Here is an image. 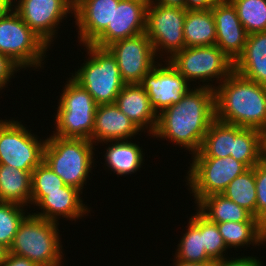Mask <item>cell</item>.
Returning a JSON list of instances; mask_svg holds the SVG:
<instances>
[{
	"instance_id": "obj_1",
	"label": "cell",
	"mask_w": 266,
	"mask_h": 266,
	"mask_svg": "<svg viewBox=\"0 0 266 266\" xmlns=\"http://www.w3.org/2000/svg\"><path fill=\"white\" fill-rule=\"evenodd\" d=\"M215 120L214 89L197 86L182 99L158 114L157 126L151 137L168 139L175 145L197 153L205 134Z\"/></svg>"
},
{
	"instance_id": "obj_2",
	"label": "cell",
	"mask_w": 266,
	"mask_h": 266,
	"mask_svg": "<svg viewBox=\"0 0 266 266\" xmlns=\"http://www.w3.org/2000/svg\"><path fill=\"white\" fill-rule=\"evenodd\" d=\"M215 119L266 135V85L233 71L214 89Z\"/></svg>"
},
{
	"instance_id": "obj_3",
	"label": "cell",
	"mask_w": 266,
	"mask_h": 266,
	"mask_svg": "<svg viewBox=\"0 0 266 266\" xmlns=\"http://www.w3.org/2000/svg\"><path fill=\"white\" fill-rule=\"evenodd\" d=\"M93 142L84 138H62L49 135L43 151V161L64 181L83 191L96 160ZM94 155V156H93Z\"/></svg>"
},
{
	"instance_id": "obj_4",
	"label": "cell",
	"mask_w": 266,
	"mask_h": 266,
	"mask_svg": "<svg viewBox=\"0 0 266 266\" xmlns=\"http://www.w3.org/2000/svg\"><path fill=\"white\" fill-rule=\"evenodd\" d=\"M58 225L29 213L20 223L8 252L25 257L38 266H63Z\"/></svg>"
},
{
	"instance_id": "obj_5",
	"label": "cell",
	"mask_w": 266,
	"mask_h": 266,
	"mask_svg": "<svg viewBox=\"0 0 266 266\" xmlns=\"http://www.w3.org/2000/svg\"><path fill=\"white\" fill-rule=\"evenodd\" d=\"M82 46L89 57L71 78L91 94L97 105L115 103L125 85L115 57L107 48Z\"/></svg>"
},
{
	"instance_id": "obj_6",
	"label": "cell",
	"mask_w": 266,
	"mask_h": 266,
	"mask_svg": "<svg viewBox=\"0 0 266 266\" xmlns=\"http://www.w3.org/2000/svg\"><path fill=\"white\" fill-rule=\"evenodd\" d=\"M67 81L57 105L53 135L92 142L97 104L91 94L71 77Z\"/></svg>"
},
{
	"instance_id": "obj_7",
	"label": "cell",
	"mask_w": 266,
	"mask_h": 266,
	"mask_svg": "<svg viewBox=\"0 0 266 266\" xmlns=\"http://www.w3.org/2000/svg\"><path fill=\"white\" fill-rule=\"evenodd\" d=\"M48 48L13 8L0 15V53L21 68H41Z\"/></svg>"
},
{
	"instance_id": "obj_8",
	"label": "cell",
	"mask_w": 266,
	"mask_h": 266,
	"mask_svg": "<svg viewBox=\"0 0 266 266\" xmlns=\"http://www.w3.org/2000/svg\"><path fill=\"white\" fill-rule=\"evenodd\" d=\"M168 61L189 83L200 80L211 89L210 81L220 84L234 71V62L217 45L185 47Z\"/></svg>"
},
{
	"instance_id": "obj_9",
	"label": "cell",
	"mask_w": 266,
	"mask_h": 266,
	"mask_svg": "<svg viewBox=\"0 0 266 266\" xmlns=\"http://www.w3.org/2000/svg\"><path fill=\"white\" fill-rule=\"evenodd\" d=\"M185 17L184 8L164 6L152 0L149 1L145 34L150 39L158 59L168 55L163 58L165 61L169 60L176 52L185 48L183 31Z\"/></svg>"
},
{
	"instance_id": "obj_10",
	"label": "cell",
	"mask_w": 266,
	"mask_h": 266,
	"mask_svg": "<svg viewBox=\"0 0 266 266\" xmlns=\"http://www.w3.org/2000/svg\"><path fill=\"white\" fill-rule=\"evenodd\" d=\"M189 171L185 179L188 190L192 191L197 204L202 198L221 194L228 184L248 168L232 156L217 157H191Z\"/></svg>"
},
{
	"instance_id": "obj_11",
	"label": "cell",
	"mask_w": 266,
	"mask_h": 266,
	"mask_svg": "<svg viewBox=\"0 0 266 266\" xmlns=\"http://www.w3.org/2000/svg\"><path fill=\"white\" fill-rule=\"evenodd\" d=\"M26 128L21 121L0 120V164L32 173L43 161L46 139Z\"/></svg>"
},
{
	"instance_id": "obj_12",
	"label": "cell",
	"mask_w": 266,
	"mask_h": 266,
	"mask_svg": "<svg viewBox=\"0 0 266 266\" xmlns=\"http://www.w3.org/2000/svg\"><path fill=\"white\" fill-rule=\"evenodd\" d=\"M12 8L49 47L59 24L74 13L73 0H13Z\"/></svg>"
},
{
	"instance_id": "obj_13",
	"label": "cell",
	"mask_w": 266,
	"mask_h": 266,
	"mask_svg": "<svg viewBox=\"0 0 266 266\" xmlns=\"http://www.w3.org/2000/svg\"><path fill=\"white\" fill-rule=\"evenodd\" d=\"M106 48L115 57L125 84H140L143 76L159 62L145 32L115 41Z\"/></svg>"
},
{
	"instance_id": "obj_14",
	"label": "cell",
	"mask_w": 266,
	"mask_h": 266,
	"mask_svg": "<svg viewBox=\"0 0 266 266\" xmlns=\"http://www.w3.org/2000/svg\"><path fill=\"white\" fill-rule=\"evenodd\" d=\"M159 61L153 69L143 76L140 85L146 90L150 103L157 114L169 106L177 104L191 89L189 82L170 64L168 60Z\"/></svg>"
},
{
	"instance_id": "obj_15",
	"label": "cell",
	"mask_w": 266,
	"mask_h": 266,
	"mask_svg": "<svg viewBox=\"0 0 266 266\" xmlns=\"http://www.w3.org/2000/svg\"><path fill=\"white\" fill-rule=\"evenodd\" d=\"M150 0H120L114 7L112 23L91 43L106 48L115 41L145 32L146 11Z\"/></svg>"
},
{
	"instance_id": "obj_16",
	"label": "cell",
	"mask_w": 266,
	"mask_h": 266,
	"mask_svg": "<svg viewBox=\"0 0 266 266\" xmlns=\"http://www.w3.org/2000/svg\"><path fill=\"white\" fill-rule=\"evenodd\" d=\"M211 11L216 28L215 45L235 62L243 53L248 36L236 8L229 0H218Z\"/></svg>"
},
{
	"instance_id": "obj_17",
	"label": "cell",
	"mask_w": 266,
	"mask_h": 266,
	"mask_svg": "<svg viewBox=\"0 0 266 266\" xmlns=\"http://www.w3.org/2000/svg\"><path fill=\"white\" fill-rule=\"evenodd\" d=\"M120 0H78L74 4V19L79 44H91L112 23L114 7Z\"/></svg>"
},
{
	"instance_id": "obj_18",
	"label": "cell",
	"mask_w": 266,
	"mask_h": 266,
	"mask_svg": "<svg viewBox=\"0 0 266 266\" xmlns=\"http://www.w3.org/2000/svg\"><path fill=\"white\" fill-rule=\"evenodd\" d=\"M81 192L75 187L66 185L61 191L46 192V196L36 205L41 212H32L33 215L58 223L61 216L67 220H78L87 216L91 210L83 203ZM59 217V218H58Z\"/></svg>"
},
{
	"instance_id": "obj_19",
	"label": "cell",
	"mask_w": 266,
	"mask_h": 266,
	"mask_svg": "<svg viewBox=\"0 0 266 266\" xmlns=\"http://www.w3.org/2000/svg\"><path fill=\"white\" fill-rule=\"evenodd\" d=\"M141 130L115 104L97 105L92 133V142L128 140Z\"/></svg>"
},
{
	"instance_id": "obj_20",
	"label": "cell",
	"mask_w": 266,
	"mask_h": 266,
	"mask_svg": "<svg viewBox=\"0 0 266 266\" xmlns=\"http://www.w3.org/2000/svg\"><path fill=\"white\" fill-rule=\"evenodd\" d=\"M115 104L135 125L152 135L157 126L158 114L150 103L146 90L140 84H125Z\"/></svg>"
},
{
	"instance_id": "obj_21",
	"label": "cell",
	"mask_w": 266,
	"mask_h": 266,
	"mask_svg": "<svg viewBox=\"0 0 266 266\" xmlns=\"http://www.w3.org/2000/svg\"><path fill=\"white\" fill-rule=\"evenodd\" d=\"M234 71L246 79L266 85V31L247 36L243 53L234 62Z\"/></svg>"
},
{
	"instance_id": "obj_22",
	"label": "cell",
	"mask_w": 266,
	"mask_h": 266,
	"mask_svg": "<svg viewBox=\"0 0 266 266\" xmlns=\"http://www.w3.org/2000/svg\"><path fill=\"white\" fill-rule=\"evenodd\" d=\"M108 148H105L106 152L104 153L105 168H110L113 173L119 175H129L138 171L143 165L145 160L143 157V149L136 144L132 143L130 140H116L102 142ZM114 143V144H113Z\"/></svg>"
},
{
	"instance_id": "obj_23",
	"label": "cell",
	"mask_w": 266,
	"mask_h": 266,
	"mask_svg": "<svg viewBox=\"0 0 266 266\" xmlns=\"http://www.w3.org/2000/svg\"><path fill=\"white\" fill-rule=\"evenodd\" d=\"M196 208L204 217L214 223L258 222L245 208L240 207L223 194H212L202 198Z\"/></svg>"
},
{
	"instance_id": "obj_24",
	"label": "cell",
	"mask_w": 266,
	"mask_h": 266,
	"mask_svg": "<svg viewBox=\"0 0 266 266\" xmlns=\"http://www.w3.org/2000/svg\"><path fill=\"white\" fill-rule=\"evenodd\" d=\"M243 128L215 119L204 136L200 150L193 157L225 158L233 153L234 138Z\"/></svg>"
},
{
	"instance_id": "obj_25",
	"label": "cell",
	"mask_w": 266,
	"mask_h": 266,
	"mask_svg": "<svg viewBox=\"0 0 266 266\" xmlns=\"http://www.w3.org/2000/svg\"><path fill=\"white\" fill-rule=\"evenodd\" d=\"M183 31L185 47L215 45L216 28L211 9L186 10Z\"/></svg>"
},
{
	"instance_id": "obj_26",
	"label": "cell",
	"mask_w": 266,
	"mask_h": 266,
	"mask_svg": "<svg viewBox=\"0 0 266 266\" xmlns=\"http://www.w3.org/2000/svg\"><path fill=\"white\" fill-rule=\"evenodd\" d=\"M32 173L0 164V202L31 203Z\"/></svg>"
},
{
	"instance_id": "obj_27",
	"label": "cell",
	"mask_w": 266,
	"mask_h": 266,
	"mask_svg": "<svg viewBox=\"0 0 266 266\" xmlns=\"http://www.w3.org/2000/svg\"><path fill=\"white\" fill-rule=\"evenodd\" d=\"M191 215L187 230L183 233L175 252L174 259L188 263L212 261L206 254L202 241V214L196 209Z\"/></svg>"
},
{
	"instance_id": "obj_28",
	"label": "cell",
	"mask_w": 266,
	"mask_h": 266,
	"mask_svg": "<svg viewBox=\"0 0 266 266\" xmlns=\"http://www.w3.org/2000/svg\"><path fill=\"white\" fill-rule=\"evenodd\" d=\"M230 156L247 168L254 167L266 156V135L257 129L243 128L234 138Z\"/></svg>"
},
{
	"instance_id": "obj_29",
	"label": "cell",
	"mask_w": 266,
	"mask_h": 266,
	"mask_svg": "<svg viewBox=\"0 0 266 266\" xmlns=\"http://www.w3.org/2000/svg\"><path fill=\"white\" fill-rule=\"evenodd\" d=\"M221 194L256 217L255 166L235 177Z\"/></svg>"
},
{
	"instance_id": "obj_30",
	"label": "cell",
	"mask_w": 266,
	"mask_h": 266,
	"mask_svg": "<svg viewBox=\"0 0 266 266\" xmlns=\"http://www.w3.org/2000/svg\"><path fill=\"white\" fill-rule=\"evenodd\" d=\"M217 227L228 249L263 245L258 235V222L229 221L217 223Z\"/></svg>"
},
{
	"instance_id": "obj_31",
	"label": "cell",
	"mask_w": 266,
	"mask_h": 266,
	"mask_svg": "<svg viewBox=\"0 0 266 266\" xmlns=\"http://www.w3.org/2000/svg\"><path fill=\"white\" fill-rule=\"evenodd\" d=\"M247 34L266 31V0H229Z\"/></svg>"
},
{
	"instance_id": "obj_32",
	"label": "cell",
	"mask_w": 266,
	"mask_h": 266,
	"mask_svg": "<svg viewBox=\"0 0 266 266\" xmlns=\"http://www.w3.org/2000/svg\"><path fill=\"white\" fill-rule=\"evenodd\" d=\"M65 186L64 181L42 161L32 172L30 204L36 206L46 196V192L61 191Z\"/></svg>"
},
{
	"instance_id": "obj_33",
	"label": "cell",
	"mask_w": 266,
	"mask_h": 266,
	"mask_svg": "<svg viewBox=\"0 0 266 266\" xmlns=\"http://www.w3.org/2000/svg\"><path fill=\"white\" fill-rule=\"evenodd\" d=\"M28 214L23 205L0 202V243L2 245L9 249L20 223Z\"/></svg>"
},
{
	"instance_id": "obj_34",
	"label": "cell",
	"mask_w": 266,
	"mask_h": 266,
	"mask_svg": "<svg viewBox=\"0 0 266 266\" xmlns=\"http://www.w3.org/2000/svg\"><path fill=\"white\" fill-rule=\"evenodd\" d=\"M202 241L206 254L214 261L225 258L227 246L218 230L217 223L202 215Z\"/></svg>"
},
{
	"instance_id": "obj_35",
	"label": "cell",
	"mask_w": 266,
	"mask_h": 266,
	"mask_svg": "<svg viewBox=\"0 0 266 266\" xmlns=\"http://www.w3.org/2000/svg\"><path fill=\"white\" fill-rule=\"evenodd\" d=\"M256 218L266 211V156L255 165Z\"/></svg>"
},
{
	"instance_id": "obj_36",
	"label": "cell",
	"mask_w": 266,
	"mask_h": 266,
	"mask_svg": "<svg viewBox=\"0 0 266 266\" xmlns=\"http://www.w3.org/2000/svg\"><path fill=\"white\" fill-rule=\"evenodd\" d=\"M22 68L16 64L10 57L0 53V91L6 88V85L11 82L14 74L19 72Z\"/></svg>"
},
{
	"instance_id": "obj_37",
	"label": "cell",
	"mask_w": 266,
	"mask_h": 266,
	"mask_svg": "<svg viewBox=\"0 0 266 266\" xmlns=\"http://www.w3.org/2000/svg\"><path fill=\"white\" fill-rule=\"evenodd\" d=\"M258 257L252 256H240L239 258H229L225 257L222 260L216 261V266H263Z\"/></svg>"
},
{
	"instance_id": "obj_38",
	"label": "cell",
	"mask_w": 266,
	"mask_h": 266,
	"mask_svg": "<svg viewBox=\"0 0 266 266\" xmlns=\"http://www.w3.org/2000/svg\"><path fill=\"white\" fill-rule=\"evenodd\" d=\"M0 266H38V265L25 257H21L13 253H8L5 261Z\"/></svg>"
},
{
	"instance_id": "obj_39",
	"label": "cell",
	"mask_w": 266,
	"mask_h": 266,
	"mask_svg": "<svg viewBox=\"0 0 266 266\" xmlns=\"http://www.w3.org/2000/svg\"><path fill=\"white\" fill-rule=\"evenodd\" d=\"M218 0H185L186 10H209Z\"/></svg>"
},
{
	"instance_id": "obj_40",
	"label": "cell",
	"mask_w": 266,
	"mask_h": 266,
	"mask_svg": "<svg viewBox=\"0 0 266 266\" xmlns=\"http://www.w3.org/2000/svg\"><path fill=\"white\" fill-rule=\"evenodd\" d=\"M258 235L262 244L266 243V211L258 218Z\"/></svg>"
},
{
	"instance_id": "obj_41",
	"label": "cell",
	"mask_w": 266,
	"mask_h": 266,
	"mask_svg": "<svg viewBox=\"0 0 266 266\" xmlns=\"http://www.w3.org/2000/svg\"><path fill=\"white\" fill-rule=\"evenodd\" d=\"M175 261V262H174ZM173 266H216V261H206V262H201V263H188V262H183V261H178V260H173Z\"/></svg>"
},
{
	"instance_id": "obj_42",
	"label": "cell",
	"mask_w": 266,
	"mask_h": 266,
	"mask_svg": "<svg viewBox=\"0 0 266 266\" xmlns=\"http://www.w3.org/2000/svg\"><path fill=\"white\" fill-rule=\"evenodd\" d=\"M164 6L181 7L185 9V0H152Z\"/></svg>"
},
{
	"instance_id": "obj_43",
	"label": "cell",
	"mask_w": 266,
	"mask_h": 266,
	"mask_svg": "<svg viewBox=\"0 0 266 266\" xmlns=\"http://www.w3.org/2000/svg\"><path fill=\"white\" fill-rule=\"evenodd\" d=\"M12 0H0V15L12 8Z\"/></svg>"
},
{
	"instance_id": "obj_44",
	"label": "cell",
	"mask_w": 266,
	"mask_h": 266,
	"mask_svg": "<svg viewBox=\"0 0 266 266\" xmlns=\"http://www.w3.org/2000/svg\"><path fill=\"white\" fill-rule=\"evenodd\" d=\"M8 253V248L0 243V265L5 261Z\"/></svg>"
}]
</instances>
